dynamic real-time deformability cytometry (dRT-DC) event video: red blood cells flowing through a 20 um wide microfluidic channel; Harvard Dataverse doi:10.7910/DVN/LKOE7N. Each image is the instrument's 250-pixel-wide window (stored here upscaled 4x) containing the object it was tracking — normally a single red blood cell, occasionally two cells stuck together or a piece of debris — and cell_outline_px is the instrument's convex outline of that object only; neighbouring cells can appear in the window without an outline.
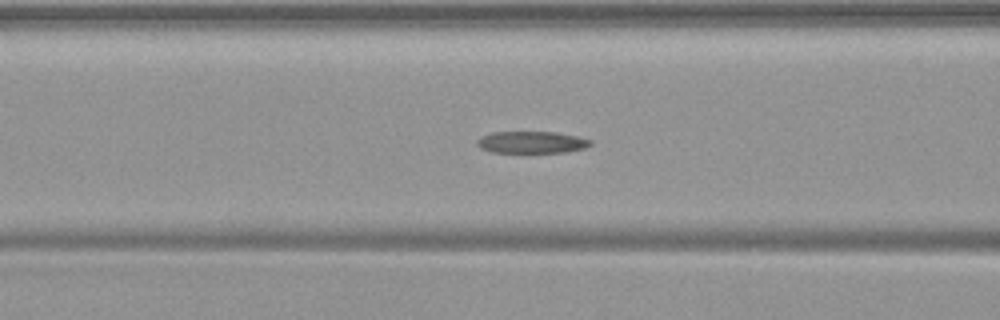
{"species": "common noctule bat (a hibernating species)", "species_latin": "Nyctalus noctula", "temperature_condition": "warm", "stored_images_in_passage": 35, "camera_frame_rate_fps": 3000, "um_per_image_px": 0.085, "animal": {"sex": "female", "body_mass_g": 19.9}, "frame": {"image": 1, "passage_image": 5, "time_ms": 1.333, "image_size_px": [1000, 320], "cell_outline_px": [[592, 144], [584, 148], [564, 152], [492, 152], [480, 148], [476, 144], [476, 140], [480, 136], [492, 132], [556, 132], [580, 136], [592, 140]], "centroid_in_image_um": [45.18, 12.08], "position_along_channel_um": 121.4, "area_um2": 14.57}}
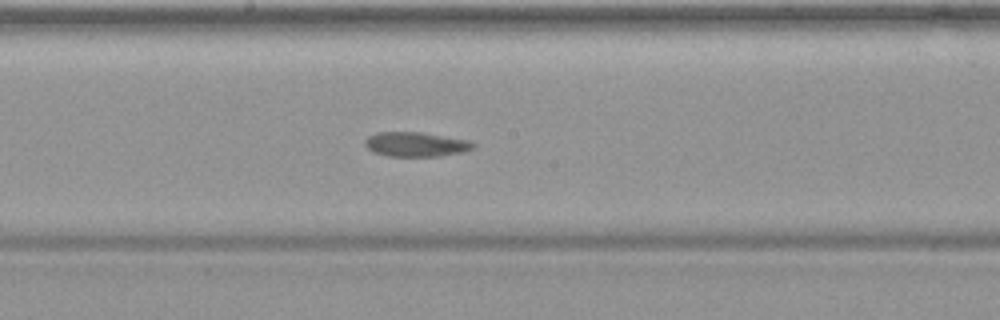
{"frame": {"image": 2, "passage_image": 12, "time_ms": 3.667, "image_size_px": [1000, 320], "cell_outline_px": [[476, 148], [464, 152], [440, 156], [388, 156], [372, 152], [364, 144], [364, 140], [368, 136], [376, 132], [424, 132], [468, 140], [476, 144]], "centroid_in_image_um": [35.36, 12.26], "position_along_channel_um": 212.8, "area_um2": 15.72}}
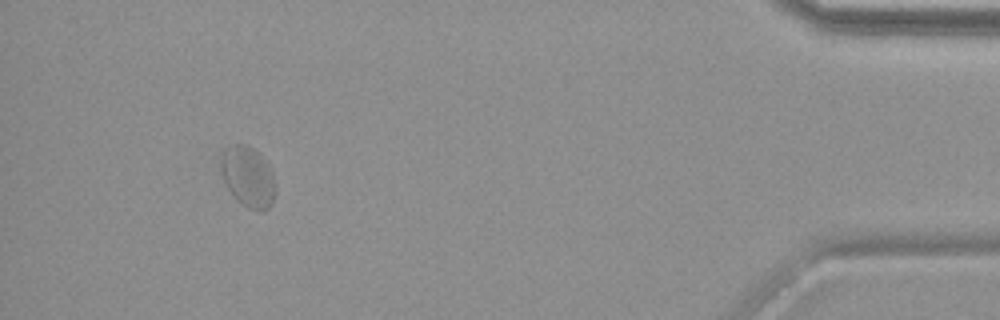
{"frame": {"image": 3, "passage_image": 32, "time_ms": 10.333, "image_size_px": [1000, 320], "cell_outline_px": [[272, 204], [268, 208], [260, 212], [248, 208], [236, 200], [228, 188], [224, 180], [220, 168], [220, 156], [232, 144], [244, 144], [252, 148], [268, 164], [272, 172]], "centroid_in_image_um": [21.03, 15.03], "position_along_channel_um": 414.2, "area_um2": 18.73}}